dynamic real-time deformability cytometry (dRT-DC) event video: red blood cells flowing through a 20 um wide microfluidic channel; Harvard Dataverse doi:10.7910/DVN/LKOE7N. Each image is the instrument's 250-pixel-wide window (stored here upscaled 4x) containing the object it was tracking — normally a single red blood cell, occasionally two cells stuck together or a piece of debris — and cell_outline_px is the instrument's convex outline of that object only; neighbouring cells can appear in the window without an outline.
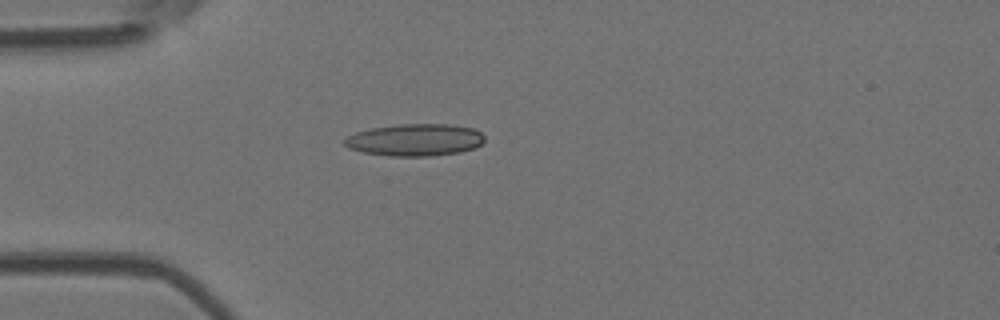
{"species": "Egyptian fruit bat (a non-hibernating species)", "species_latin": "Rousettus aegyptiacus", "temperature_condition": "room temperature", "stored_images_in_passage": 40, "camera_frame_rate_fps": 3000, "um_per_image_px": 0.085, "animal": {"sex": "female"}, "frame": {"image": 1, "passage_image": 1, "time_ms": 0.0, "image_size_px": [1000, 320], "cell_outline_px": [[484, 140], [476, 148], [460, 152], [432, 156], [388, 156], [364, 152], [348, 148], [344, 144], [344, 140], [348, 136], [356, 132], [372, 128], [396, 124], [448, 124], [472, 128], [480, 132], [484, 136]], "centroid_in_image_um": [35.28, 11.89], "position_along_channel_um": 49.7, "area_um2": 26.24}}
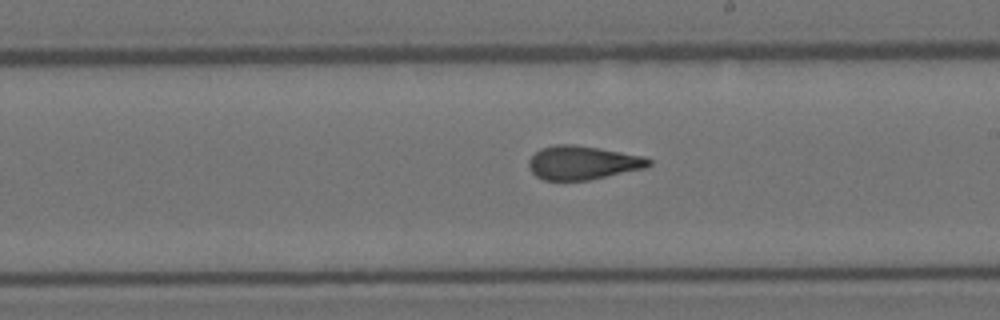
{"frame": {"image": 2, "passage_image": 17, "time_ms": 5.333, "image_size_px": [1000, 320], "cell_outline_px": [[652, 164], [644, 168], [588, 180], [544, 180], [536, 176], [532, 172], [528, 164], [528, 160], [540, 148], [556, 144], [572, 144], [600, 148], [644, 156], [652, 160]], "centroid_in_image_um": [49.52, 13.82], "position_along_channel_um": 239.5, "area_um2": 23.52}}
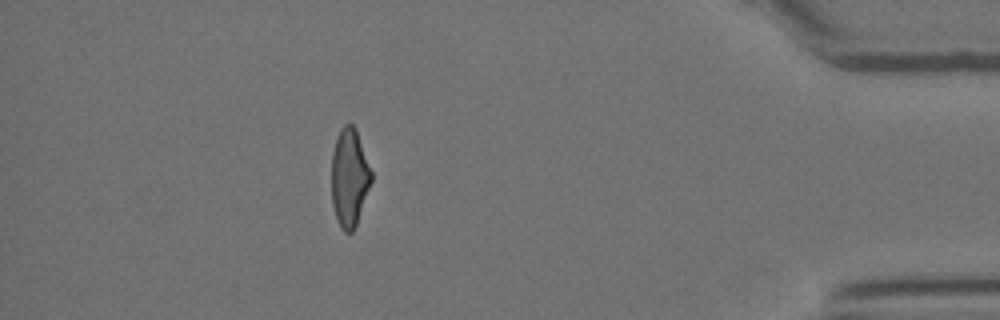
{"frame": {"image": 3, "passage_image": 34, "time_ms": 11.0, "image_size_px": [1000, 320], "cell_outline_px": [[372, 180], [356, 224], [352, 232], [344, 232], [340, 228], [336, 220], [332, 204], [332, 152], [336, 136], [340, 128], [344, 124], [352, 124], [356, 128], [372, 172]], "centroid_in_image_um": [29.69, 15.07], "position_along_channel_um": 405.5, "area_um2": 22.83}, "authors_computed_cell_mechanics": {"area_um2": 23.7558, "velocity_mm_per_s": 3.7792, "shape_relaxation_time_tau1_ms": 9.1245, "shape_relaxation_time_tau2_ms": 1.8844, "deformation_change_tau1": 0.2269, "deformation_change_tau2": 0.1122}}